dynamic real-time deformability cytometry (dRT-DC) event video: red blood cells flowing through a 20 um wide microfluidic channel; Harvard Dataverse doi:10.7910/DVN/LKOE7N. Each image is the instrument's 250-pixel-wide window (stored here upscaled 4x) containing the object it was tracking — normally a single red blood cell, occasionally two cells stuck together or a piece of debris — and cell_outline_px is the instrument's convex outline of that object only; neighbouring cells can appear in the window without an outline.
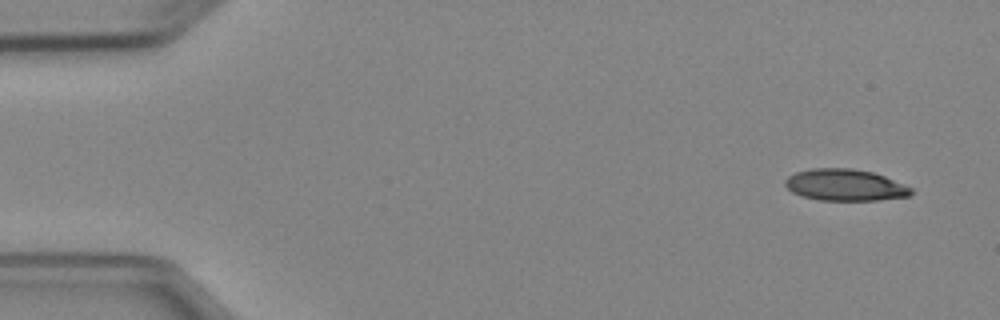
{"species": "Egyptian fruit bat (a non-hibernating species)", "species_latin": "Rousettus aegyptiacus", "temperature_condition": "cold", "stored_images_in_passage": 4, "camera_frame_rate_fps": 3000, "um_per_image_px": 0.085, "animal": {"sex": "female"}, "frame": {"image": 1, "passage_image": 1, "time_ms": 0.0, "image_size_px": [1000, 320], "cell_outline_px": [[912, 192], [908, 196], [876, 200], [820, 200], [804, 196], [792, 192], [784, 184], [784, 180], [788, 176], [796, 172], [812, 168], [852, 168], [872, 172], [884, 176], [912, 188]], "centroid_in_image_um": [71.8, 15.72], "position_along_channel_um": 13.2, "area_um2": 23.0}}
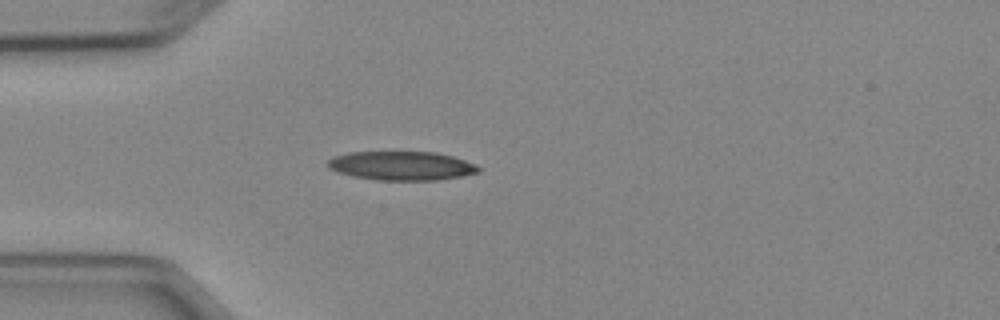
{"frame": {"image": 2, "passage_image": 4, "time_ms": 3.667, "image_size_px": [1000, 320], "cell_outline_px": [[480, 172], [460, 176], [436, 180], [380, 180], [356, 176], [340, 172], [328, 168], [328, 160], [332, 156], [348, 152], [436, 152], [452, 156], [476, 164], [480, 168]], "centroid_in_image_um": [34.14, 14.08], "position_along_channel_um": 50.9, "area_um2": 25.2}}